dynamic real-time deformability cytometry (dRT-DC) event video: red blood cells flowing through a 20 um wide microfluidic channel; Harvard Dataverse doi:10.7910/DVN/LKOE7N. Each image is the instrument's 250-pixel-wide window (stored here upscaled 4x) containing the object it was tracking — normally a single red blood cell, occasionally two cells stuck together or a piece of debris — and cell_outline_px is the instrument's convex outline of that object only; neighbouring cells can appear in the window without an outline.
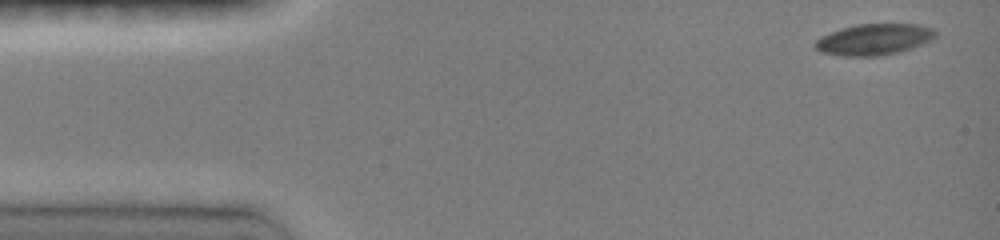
{"species": "common noctule bat (a hibernating species)", "species_latin": "Nyctalus noctula", "temperature_condition": "room temperature", "stored_images_in_passage": 10, "camera_frame_rate_fps": 3000, "um_per_image_px": 0.085, "animal": {"sex": "female", "body_mass_g": 19.0, "forearm_length_mm": 51.5}, "frame": {"image": 1, "passage_image": 1, "time_ms": 0.0, "image_size_px": [1000, 240], "cell_outline_px": [[936, 36], [932, 40], [900, 52], [880, 56], [844, 56], [820, 52], [812, 44], [820, 36], [840, 28], [856, 24], [920, 24], [932, 28], [936, 32]], "centroid_in_image_um": [74.27, 3.35], "position_along_channel_um": 10.7, "area_um2": 22.08}}
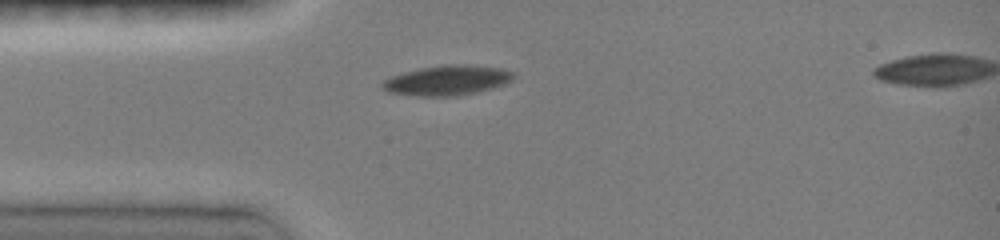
{"frame": {"image": 2, "passage_image": 8, "time_ms": 3.333, "image_size_px": [1000, 240], "cell_outline_px": [[516, 76], [512, 80], [504, 84], [492, 88], [476, 92], [456, 96], [416, 96], [388, 92], [380, 84], [384, 80], [392, 76], [404, 72], [420, 68], [444, 64], [464, 64], [500, 68], [512, 72]], "centroid_in_image_um": [38.01, 6.83], "position_along_channel_um": 47.0, "area_um2": 22.83}}